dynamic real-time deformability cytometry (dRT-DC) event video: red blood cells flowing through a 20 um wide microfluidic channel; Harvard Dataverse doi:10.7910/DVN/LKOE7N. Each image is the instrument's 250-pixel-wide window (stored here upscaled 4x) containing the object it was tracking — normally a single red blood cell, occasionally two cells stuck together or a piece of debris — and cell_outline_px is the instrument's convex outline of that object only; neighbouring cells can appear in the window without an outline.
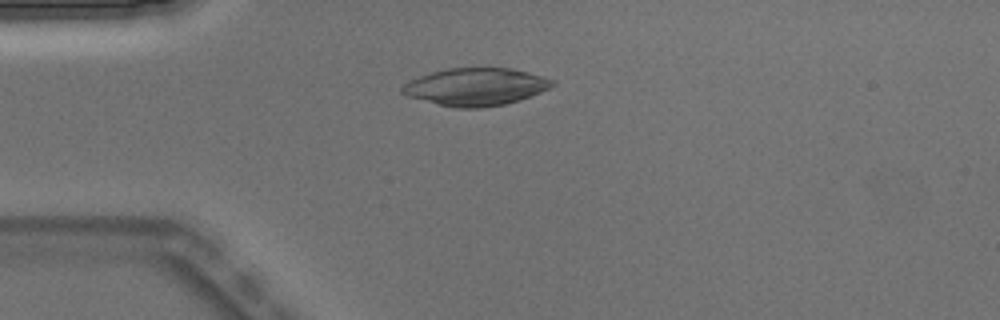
{"species": "Egyptian fruit bat (a non-hibernating species)", "species_latin": "Rousettus aegyptiacus", "temperature_condition": "warm", "stored_images_in_passage": 3, "camera_frame_rate_fps": 3000, "um_per_image_px": 0.085, "animal": {"sex": "male"}, "frame": {"image": 1, "passage_image": 3, "time_ms": 0.667, "image_size_px": [1000, 320], "cell_outline_px": [[556, 84], [540, 92], [520, 100], [504, 104], [480, 108], [456, 108], [404, 96], [400, 92], [400, 88], [404, 84], [420, 76], [432, 72], [448, 68], [512, 68], [544, 76], [556, 80]], "centroid_in_image_um": [40.44, 7.38], "position_along_channel_um": 44.6, "area_um2": 32.89}}